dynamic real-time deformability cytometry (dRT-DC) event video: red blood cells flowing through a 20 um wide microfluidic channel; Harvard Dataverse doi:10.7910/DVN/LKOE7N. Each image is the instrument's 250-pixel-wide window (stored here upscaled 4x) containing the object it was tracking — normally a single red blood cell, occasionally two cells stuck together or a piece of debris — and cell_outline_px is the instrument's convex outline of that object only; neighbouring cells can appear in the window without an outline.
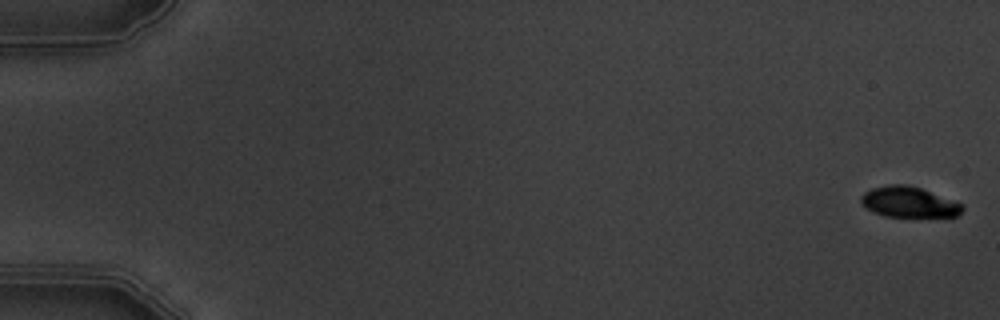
{"species": "common noctule bat (a hibernating species)", "species_latin": "Nyctalus noctula", "temperature_condition": "warm", "stored_images_in_passage": 6, "camera_frame_rate_fps": 3000, "um_per_image_px": 0.085, "animal": {"sex": "male", "body_mass_g": 19.5, "forearm_length_mm": 54.6}, "frame": {"image": 1, "passage_image": 1, "time_ms": 0.0, "image_size_px": [1000, 320], "cell_outline_px": [[964, 208], [956, 216], [884, 216], [872, 212], [860, 200], [860, 196], [864, 192], [872, 188], [888, 184], [908, 184], [920, 188], [964, 204]], "centroid_in_image_um": [77.23, 17.16], "position_along_channel_um": 7.8, "area_um2": 17.92}}
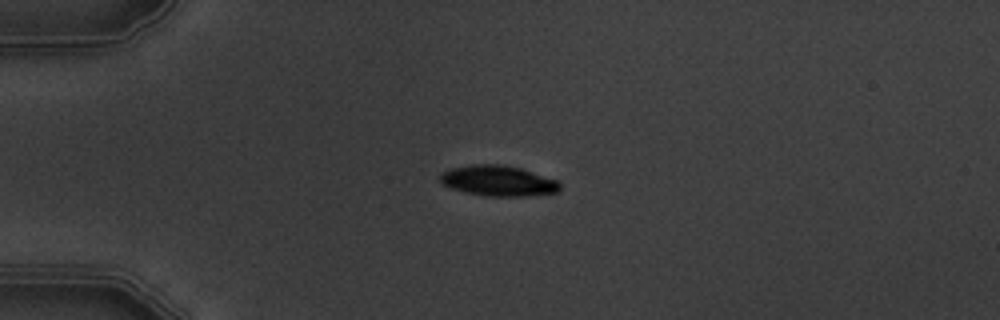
{"frame": {"image": 2, "passage_image": 5, "time_ms": 4.667, "image_size_px": [1000, 320], "cell_outline_px": [[560, 188], [556, 192], [528, 196], [488, 196], [464, 192], [452, 188], [444, 184], [440, 180], [440, 172], [452, 168], [472, 164], [504, 164], [520, 168], [556, 180], [560, 184]], "centroid_in_image_um": [42.32, 15.36], "position_along_channel_um": 42.7, "area_um2": 21.15}}